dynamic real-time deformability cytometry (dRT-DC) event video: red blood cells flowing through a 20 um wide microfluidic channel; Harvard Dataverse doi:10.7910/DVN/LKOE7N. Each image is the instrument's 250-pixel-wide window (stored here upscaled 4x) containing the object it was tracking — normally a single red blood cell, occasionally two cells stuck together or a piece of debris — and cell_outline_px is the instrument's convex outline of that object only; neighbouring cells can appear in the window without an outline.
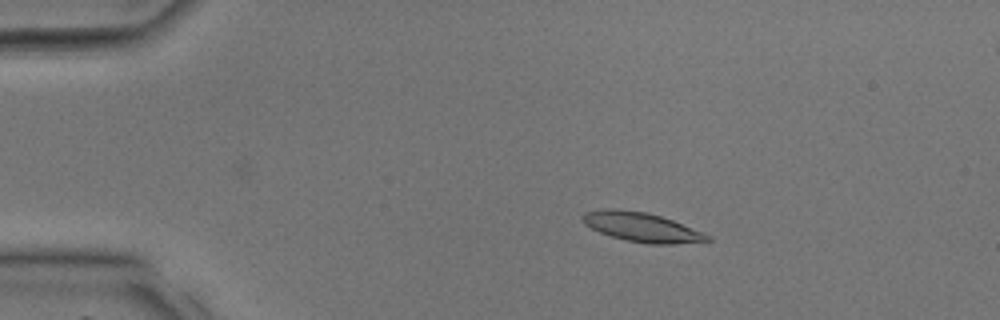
{"species": "common noctule bat (a hibernating species)", "species_latin": "Nyctalus noctula", "temperature_condition": "room temperature", "stored_images_in_passage": 38, "camera_frame_rate_fps": 3000, "um_per_image_px": 0.085, "animal": {"sex": "male", "body_mass_g": 17.9, "forearm_length_mm": 54.2}, "frame": {"image": 1, "passage_image": 7, "time_ms": 2.0, "image_size_px": [1000, 320], "cell_outline_px": [[712, 240], [672, 244], [648, 244], [628, 240], [612, 236], [600, 232], [584, 224], [580, 216], [584, 212], [604, 208], [616, 208], [648, 212], [672, 220], [712, 236]], "centroid_in_image_um": [54.51, 19.29], "position_along_channel_um": 30.5, "area_um2": 21.27}}
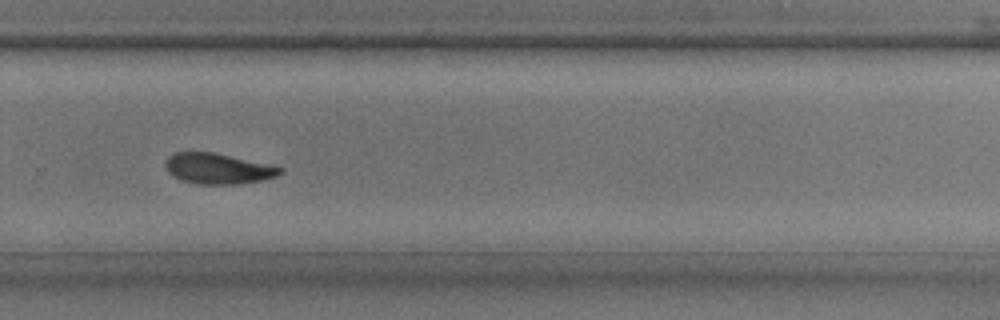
{"frame": {"image": 2, "passage_image": 26, "time_ms": 8.333, "image_size_px": [1000, 320], "cell_outline_px": [[284, 172], [276, 176], [264, 180], [236, 184], [196, 184], [180, 180], [172, 176], [168, 172], [164, 164], [168, 156], [176, 152], [212, 152], [268, 164], [284, 168]], "centroid_in_image_um": [18.51, 14.34], "position_along_channel_um": 311.3, "area_um2": 20.52}}
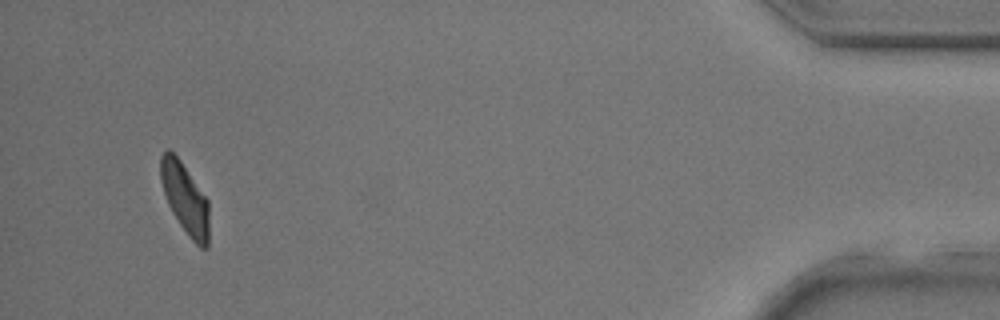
{"frame": {"image": 3, "passage_image": 36, "time_ms": 11.667, "image_size_px": [1000, 320], "cell_outline_px": [[208, 248], [200, 248], [188, 236], [172, 212], [168, 204], [160, 180], [160, 156], [168, 148], [180, 160], [208, 200]], "centroid_in_image_um": [15.72, 16.88], "position_along_channel_um": 419.5, "area_um2": 19.77}}